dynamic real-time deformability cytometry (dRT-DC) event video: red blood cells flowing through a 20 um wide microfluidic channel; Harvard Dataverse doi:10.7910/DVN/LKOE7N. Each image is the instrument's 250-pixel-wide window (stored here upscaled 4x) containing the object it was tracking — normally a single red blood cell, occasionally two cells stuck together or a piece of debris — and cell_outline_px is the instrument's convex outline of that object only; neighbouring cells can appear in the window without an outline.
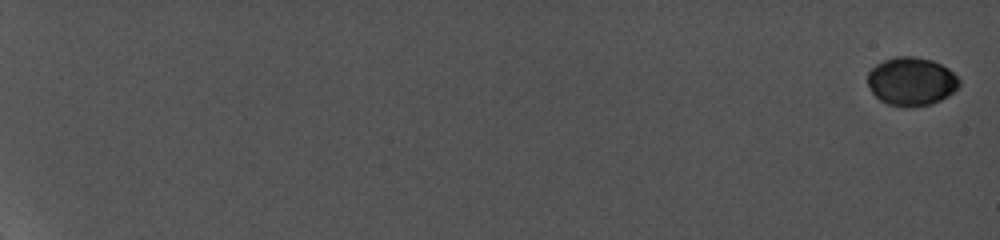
{"species": "common noctule bat (a hibernating species)", "species_latin": "Nyctalus noctula", "temperature_condition": "cold", "stored_images_in_passage": 29, "camera_frame_rate_fps": 5000, "um_per_image_px": 0.085, "animal": {"sex": "female", "body_mass_g": 19.0, "forearm_length_mm": 56.7}, "frame": {"image": 1, "passage_image": 1, "time_ms": 0.0, "image_size_px": [1000, 240], "cell_outline_px": [[960, 84], [948, 96], [932, 104], [904, 108], [888, 104], [880, 100], [872, 92], [868, 84], [868, 72], [876, 64], [884, 60], [896, 56], [916, 56], [932, 60], [948, 68], [960, 80]], "centroid_in_image_um": [77.46, 6.92], "position_along_channel_um": 7.5, "area_um2": 25.89}}
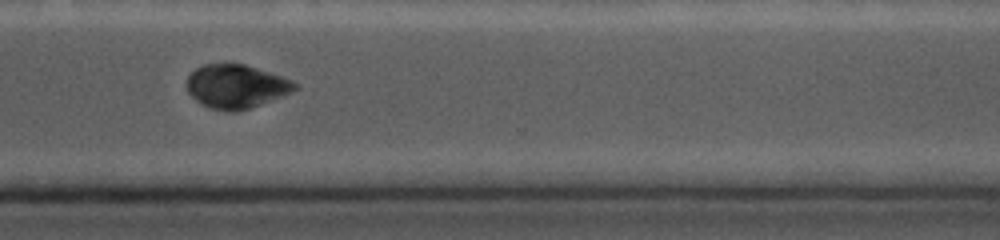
{"frame": {"image": 2, "passage_image": 26, "time_ms": 16.2, "image_size_px": [1000, 240], "cell_outline_px": [[300, 88], [252, 108], [232, 112], [208, 108], [196, 100], [188, 92], [184, 84], [188, 76], [196, 68], [204, 64], [244, 64], [284, 76], [300, 84]], "centroid_in_image_um": [20.08, 7.34], "position_along_channel_um": 350.5, "area_um2": 27.8}}
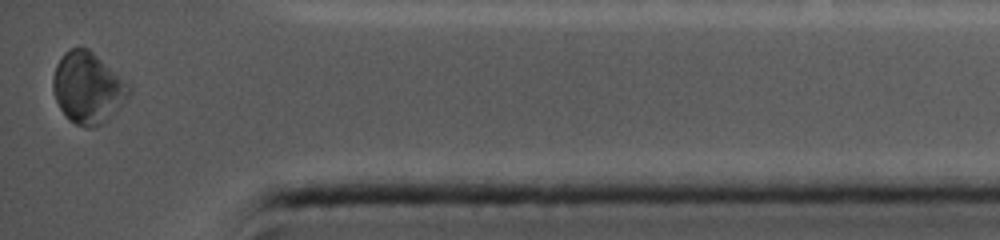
{"frame": {"image": 3, "passage_image": 29, "time_ms": 18.4, "image_size_px": [1000, 240], "cell_outline_px": [[132, 88], [128, 96], [120, 108], [100, 124], [92, 128], [84, 128], [68, 120], [60, 108], [56, 100], [52, 88], [52, 76], [56, 64], [60, 56], [64, 52], [72, 48], [88, 48], [128, 84]], "centroid_in_image_um": [7.42, 7.48], "position_along_channel_um": 427.8, "area_um2": 31.33}, "authors_computed_cell_mechanics": {"area_um2": 27.2816, "velocity_mm_per_s": 3.8114, "shape_relaxation_time_tau1_ms": null, "shape_relaxation_time_tau2_ms": 1.216, "deformation_change_tau1": null, "deformation_change_tau2": 0.0263}}